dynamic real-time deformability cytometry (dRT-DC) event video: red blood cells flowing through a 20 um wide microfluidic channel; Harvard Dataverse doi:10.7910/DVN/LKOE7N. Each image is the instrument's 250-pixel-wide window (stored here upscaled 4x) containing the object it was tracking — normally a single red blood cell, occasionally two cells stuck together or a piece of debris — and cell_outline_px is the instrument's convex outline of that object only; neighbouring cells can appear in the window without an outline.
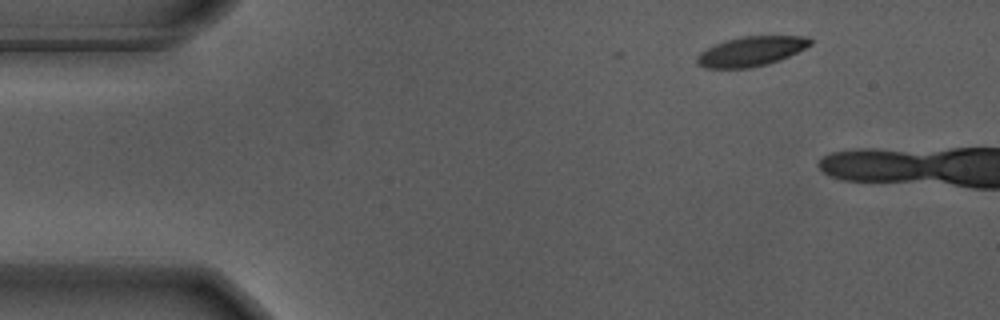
{"species": "Egyptian fruit bat (a non-hibernating species)", "species_latin": "Rousettus aegyptiacus", "temperature_condition": "warm", "stored_images_in_passage": 5, "camera_frame_rate_fps": 3000, "um_per_image_px": 0.085, "animal": {"sex": "male"}, "frame": {"image": 1, "passage_image": 1, "time_ms": 0.0, "image_size_px": [1000, 320], "cell_outline_px": [[812, 44], [780, 60], [768, 64], [748, 68], [704, 68], [696, 64], [696, 56], [700, 52], [724, 40], [740, 36], [808, 36], [812, 40]], "centroid_in_image_um": [63.82, 4.36], "position_along_channel_um": 21.2, "area_um2": 19.65}}